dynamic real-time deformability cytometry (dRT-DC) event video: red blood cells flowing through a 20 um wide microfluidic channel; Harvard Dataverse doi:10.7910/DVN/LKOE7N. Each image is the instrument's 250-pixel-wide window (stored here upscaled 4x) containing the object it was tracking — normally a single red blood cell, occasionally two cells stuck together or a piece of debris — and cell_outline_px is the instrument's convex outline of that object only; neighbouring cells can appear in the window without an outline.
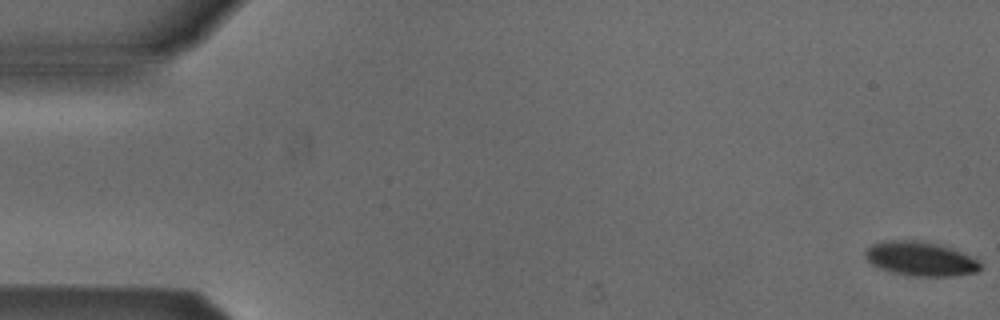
{"species": "Egyptian fruit bat (a non-hibernating species)", "species_latin": "Rousettus aegyptiacus", "temperature_condition": "cold", "stored_images_in_passage": 17, "camera_frame_rate_fps": 3000, "um_per_image_px": 0.085, "animal": {"sex": "male"}, "frame": {"image": 1, "passage_image": 1, "time_ms": 0.0, "image_size_px": [1000, 320], "cell_outline_px": [[980, 268], [976, 272], [952, 276], [908, 276], [892, 272], [880, 268], [872, 264], [864, 256], [864, 252], [872, 244], [892, 240], [912, 240], [952, 248], [976, 260], [980, 264]], "centroid_in_image_um": [78.19, 22.01], "position_along_channel_um": 6.8, "area_um2": 22.43}}
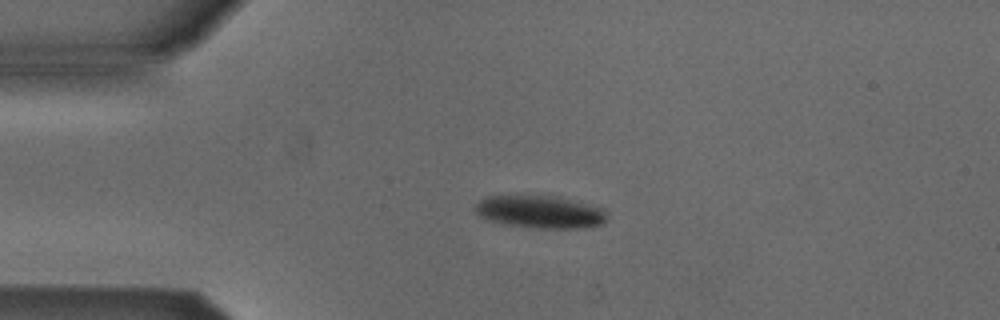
{"frame": {"image": 2, "passage_image": 13, "time_ms": 4.0, "image_size_px": [1000, 320], "cell_outline_px": [[608, 216], [604, 224], [584, 228], [536, 228], [504, 224], [480, 216], [472, 212], [476, 204], [480, 200], [488, 196], [552, 196], [604, 208]], "centroid_in_image_um": [45.92, 18.02], "position_along_channel_um": 39.1, "area_um2": 24.91}}